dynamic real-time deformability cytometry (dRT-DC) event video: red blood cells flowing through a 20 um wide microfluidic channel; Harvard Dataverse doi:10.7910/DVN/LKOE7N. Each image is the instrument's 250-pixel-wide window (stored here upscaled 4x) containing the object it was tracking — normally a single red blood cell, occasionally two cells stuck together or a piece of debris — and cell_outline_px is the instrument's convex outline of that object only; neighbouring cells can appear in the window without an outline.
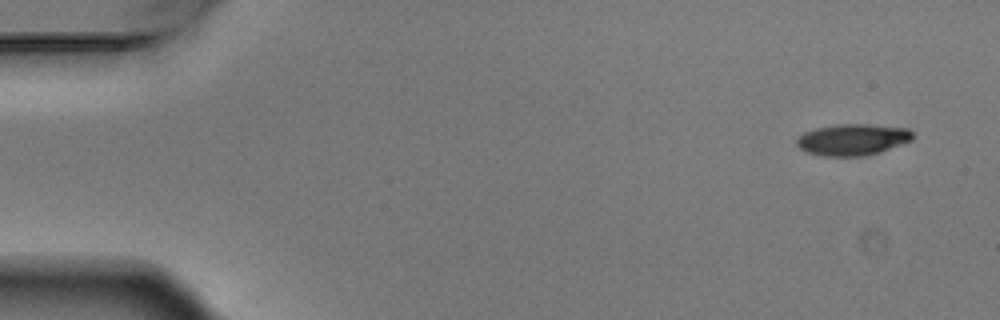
{"species": "Egyptian fruit bat (a non-hibernating species)", "species_latin": "Rousettus aegyptiacus", "temperature_condition": "warm", "stored_images_in_passage": 4, "camera_frame_rate_fps": 3000, "um_per_image_px": 0.085, "animal": {"sex": "male"}, "frame": {"image": 1, "passage_image": 1, "time_ms": 0.0, "image_size_px": [1000, 320], "cell_outline_px": [[912, 140], [880, 152], [868, 156], [824, 156], [808, 152], [800, 148], [796, 144], [796, 140], [804, 132], [816, 128], [836, 124], [872, 124], [908, 128], [912, 132]], "centroid_in_image_um": [72.48, 11.86], "position_along_channel_um": 12.5, "area_um2": 21.27}}
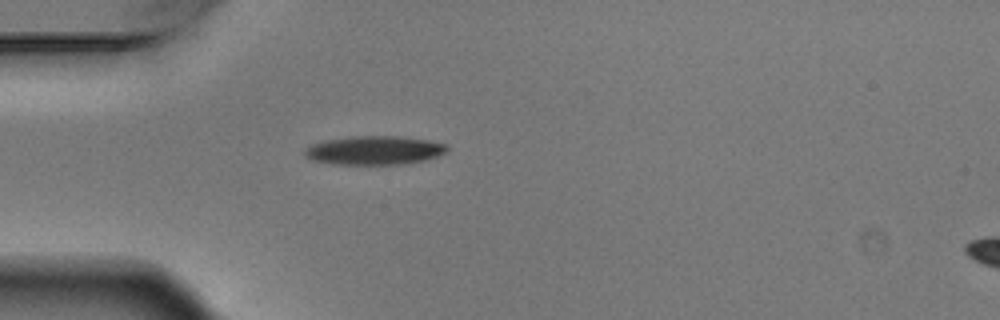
{"frame": {"image": 2, "passage_image": 4, "time_ms": 1.0, "image_size_px": [1000, 320], "cell_outline_px": [[448, 148], [444, 152], [436, 156], [424, 160], [404, 164], [332, 164], [312, 160], [304, 152], [312, 144], [328, 140], [356, 136], [396, 136], [428, 140], [448, 144]], "centroid_in_image_um": [31.86, 12.78], "position_along_channel_um": 53.1, "area_um2": 23.47}}